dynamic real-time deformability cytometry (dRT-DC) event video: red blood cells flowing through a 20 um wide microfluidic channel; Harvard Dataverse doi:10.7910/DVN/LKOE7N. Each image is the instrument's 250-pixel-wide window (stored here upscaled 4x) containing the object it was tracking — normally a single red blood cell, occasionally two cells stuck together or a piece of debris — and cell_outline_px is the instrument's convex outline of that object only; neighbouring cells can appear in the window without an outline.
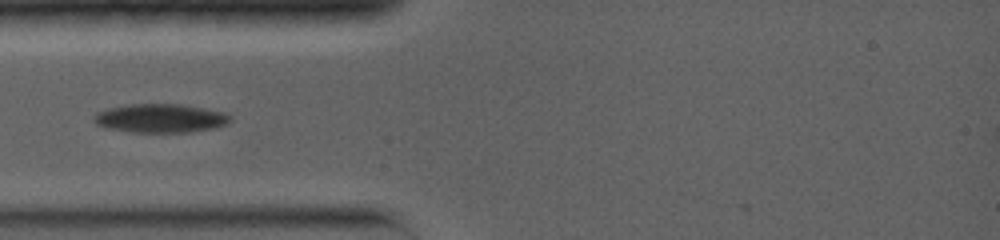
{"species": "common noctule bat (a hibernating species)", "species_latin": "Nyctalus noctula", "temperature_condition": "warm", "stored_images_in_passage": 13, "camera_frame_rate_fps": 5000, "um_per_image_px": 0.085, "animal": {"sex": "female", "body_mass_g": 19.0, "forearm_length_mm": 56.7}, "frame": {"image": 1, "passage_image": 3, "time_ms": 1.0, "image_size_px": [1000, 240], "cell_outline_px": [[232, 120], [228, 124], [216, 128], [192, 132], [132, 132], [104, 128], [96, 124], [92, 116], [96, 112], [108, 108], [128, 104], [180, 104], [204, 108], [224, 112], [232, 116]], "centroid_in_image_um": [13.65, 10.05], "position_along_channel_um": 71.4, "area_um2": 23.18}}